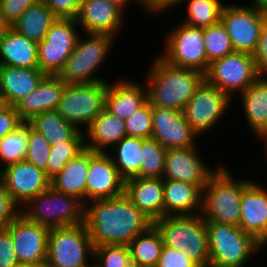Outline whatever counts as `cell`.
Listing matches in <instances>:
<instances>
[{"mask_svg": "<svg viewBox=\"0 0 267 267\" xmlns=\"http://www.w3.org/2000/svg\"><path fill=\"white\" fill-rule=\"evenodd\" d=\"M84 224L89 231L93 246L128 245L153 221L140 211L122 193L104 200L84 204Z\"/></svg>", "mask_w": 267, "mask_h": 267, "instance_id": "cell-1", "label": "cell"}, {"mask_svg": "<svg viewBox=\"0 0 267 267\" xmlns=\"http://www.w3.org/2000/svg\"><path fill=\"white\" fill-rule=\"evenodd\" d=\"M155 58L145 76L148 102L153 107L183 111L205 74L171 65L159 55Z\"/></svg>", "mask_w": 267, "mask_h": 267, "instance_id": "cell-2", "label": "cell"}, {"mask_svg": "<svg viewBox=\"0 0 267 267\" xmlns=\"http://www.w3.org/2000/svg\"><path fill=\"white\" fill-rule=\"evenodd\" d=\"M228 167L219 165L202 189L200 215L205 221L239 226L243 189L252 178L233 177Z\"/></svg>", "mask_w": 267, "mask_h": 267, "instance_id": "cell-3", "label": "cell"}, {"mask_svg": "<svg viewBox=\"0 0 267 267\" xmlns=\"http://www.w3.org/2000/svg\"><path fill=\"white\" fill-rule=\"evenodd\" d=\"M153 224L161 233L164 246L181 251L199 267H209L206 221L200 214L163 216Z\"/></svg>", "mask_w": 267, "mask_h": 267, "instance_id": "cell-4", "label": "cell"}, {"mask_svg": "<svg viewBox=\"0 0 267 267\" xmlns=\"http://www.w3.org/2000/svg\"><path fill=\"white\" fill-rule=\"evenodd\" d=\"M209 267H244L265 246L239 226L206 221Z\"/></svg>", "mask_w": 267, "mask_h": 267, "instance_id": "cell-5", "label": "cell"}, {"mask_svg": "<svg viewBox=\"0 0 267 267\" xmlns=\"http://www.w3.org/2000/svg\"><path fill=\"white\" fill-rule=\"evenodd\" d=\"M84 36L88 38L85 40L79 35L75 48L58 76L66 84L107 83V79L97 76L96 71L107 60L105 58H108L115 37L95 33H84Z\"/></svg>", "mask_w": 267, "mask_h": 267, "instance_id": "cell-6", "label": "cell"}, {"mask_svg": "<svg viewBox=\"0 0 267 267\" xmlns=\"http://www.w3.org/2000/svg\"><path fill=\"white\" fill-rule=\"evenodd\" d=\"M20 214L49 228L72 226L84 223V204L76 196L50 186L21 206Z\"/></svg>", "mask_w": 267, "mask_h": 267, "instance_id": "cell-7", "label": "cell"}, {"mask_svg": "<svg viewBox=\"0 0 267 267\" xmlns=\"http://www.w3.org/2000/svg\"><path fill=\"white\" fill-rule=\"evenodd\" d=\"M94 246L85 224L50 228L47 267H91Z\"/></svg>", "mask_w": 267, "mask_h": 267, "instance_id": "cell-8", "label": "cell"}, {"mask_svg": "<svg viewBox=\"0 0 267 267\" xmlns=\"http://www.w3.org/2000/svg\"><path fill=\"white\" fill-rule=\"evenodd\" d=\"M107 83L65 84L56 111L80 131L104 110ZM80 126V127H79Z\"/></svg>", "mask_w": 267, "mask_h": 267, "instance_id": "cell-9", "label": "cell"}, {"mask_svg": "<svg viewBox=\"0 0 267 267\" xmlns=\"http://www.w3.org/2000/svg\"><path fill=\"white\" fill-rule=\"evenodd\" d=\"M180 23L167 33L164 52L159 56L171 65L206 74L208 60L203 42V28Z\"/></svg>", "mask_w": 267, "mask_h": 267, "instance_id": "cell-10", "label": "cell"}, {"mask_svg": "<svg viewBox=\"0 0 267 267\" xmlns=\"http://www.w3.org/2000/svg\"><path fill=\"white\" fill-rule=\"evenodd\" d=\"M75 18H57L46 37L38 43V69L46 75L58 76L75 48L79 37Z\"/></svg>", "mask_w": 267, "mask_h": 267, "instance_id": "cell-11", "label": "cell"}, {"mask_svg": "<svg viewBox=\"0 0 267 267\" xmlns=\"http://www.w3.org/2000/svg\"><path fill=\"white\" fill-rule=\"evenodd\" d=\"M259 78L250 53L234 51L210 63L205 80L222 92L233 95L244 92Z\"/></svg>", "mask_w": 267, "mask_h": 267, "instance_id": "cell-12", "label": "cell"}, {"mask_svg": "<svg viewBox=\"0 0 267 267\" xmlns=\"http://www.w3.org/2000/svg\"><path fill=\"white\" fill-rule=\"evenodd\" d=\"M231 100L228 94L204 80L183 109L185 119L201 137V134L208 130L210 132L226 116Z\"/></svg>", "mask_w": 267, "mask_h": 267, "instance_id": "cell-13", "label": "cell"}, {"mask_svg": "<svg viewBox=\"0 0 267 267\" xmlns=\"http://www.w3.org/2000/svg\"><path fill=\"white\" fill-rule=\"evenodd\" d=\"M220 21L231 38L235 51L252 54L262 26L267 21V12L251 5H224Z\"/></svg>", "mask_w": 267, "mask_h": 267, "instance_id": "cell-14", "label": "cell"}, {"mask_svg": "<svg viewBox=\"0 0 267 267\" xmlns=\"http://www.w3.org/2000/svg\"><path fill=\"white\" fill-rule=\"evenodd\" d=\"M5 229L11 234L18 262L45 265L49 227L28 220L19 213Z\"/></svg>", "mask_w": 267, "mask_h": 267, "instance_id": "cell-15", "label": "cell"}, {"mask_svg": "<svg viewBox=\"0 0 267 267\" xmlns=\"http://www.w3.org/2000/svg\"><path fill=\"white\" fill-rule=\"evenodd\" d=\"M0 180L19 208L50 187L45 171L25 160L1 168Z\"/></svg>", "mask_w": 267, "mask_h": 267, "instance_id": "cell-16", "label": "cell"}, {"mask_svg": "<svg viewBox=\"0 0 267 267\" xmlns=\"http://www.w3.org/2000/svg\"><path fill=\"white\" fill-rule=\"evenodd\" d=\"M124 188L125 180L120 176L109 153L88 149L86 203L121 195Z\"/></svg>", "mask_w": 267, "mask_h": 267, "instance_id": "cell-17", "label": "cell"}, {"mask_svg": "<svg viewBox=\"0 0 267 267\" xmlns=\"http://www.w3.org/2000/svg\"><path fill=\"white\" fill-rule=\"evenodd\" d=\"M198 146L168 148L165 156L163 180H180L197 185L201 190L216 171L199 156Z\"/></svg>", "mask_w": 267, "mask_h": 267, "instance_id": "cell-18", "label": "cell"}, {"mask_svg": "<svg viewBox=\"0 0 267 267\" xmlns=\"http://www.w3.org/2000/svg\"><path fill=\"white\" fill-rule=\"evenodd\" d=\"M152 138L164 148L197 146L198 134L185 119L183 111L152 106Z\"/></svg>", "mask_w": 267, "mask_h": 267, "instance_id": "cell-19", "label": "cell"}, {"mask_svg": "<svg viewBox=\"0 0 267 267\" xmlns=\"http://www.w3.org/2000/svg\"><path fill=\"white\" fill-rule=\"evenodd\" d=\"M123 12L111 0H81V8L76 19L84 33L118 37V33L123 29Z\"/></svg>", "mask_w": 267, "mask_h": 267, "instance_id": "cell-20", "label": "cell"}, {"mask_svg": "<svg viewBox=\"0 0 267 267\" xmlns=\"http://www.w3.org/2000/svg\"><path fill=\"white\" fill-rule=\"evenodd\" d=\"M239 227L267 245V189L259 182L252 180L243 189Z\"/></svg>", "mask_w": 267, "mask_h": 267, "instance_id": "cell-21", "label": "cell"}, {"mask_svg": "<svg viewBox=\"0 0 267 267\" xmlns=\"http://www.w3.org/2000/svg\"><path fill=\"white\" fill-rule=\"evenodd\" d=\"M143 86L128 79H120L115 83L107 82L105 109L125 121L148 101L147 89Z\"/></svg>", "mask_w": 267, "mask_h": 267, "instance_id": "cell-22", "label": "cell"}, {"mask_svg": "<svg viewBox=\"0 0 267 267\" xmlns=\"http://www.w3.org/2000/svg\"><path fill=\"white\" fill-rule=\"evenodd\" d=\"M46 76L39 69L0 66V101L15 106L32 93Z\"/></svg>", "mask_w": 267, "mask_h": 267, "instance_id": "cell-23", "label": "cell"}, {"mask_svg": "<svg viewBox=\"0 0 267 267\" xmlns=\"http://www.w3.org/2000/svg\"><path fill=\"white\" fill-rule=\"evenodd\" d=\"M124 193L153 222L164 216L163 178H130Z\"/></svg>", "mask_w": 267, "mask_h": 267, "instance_id": "cell-24", "label": "cell"}, {"mask_svg": "<svg viewBox=\"0 0 267 267\" xmlns=\"http://www.w3.org/2000/svg\"><path fill=\"white\" fill-rule=\"evenodd\" d=\"M65 84L59 76L47 75L32 93L15 105L21 120L27 122L35 115L55 110Z\"/></svg>", "mask_w": 267, "mask_h": 267, "instance_id": "cell-25", "label": "cell"}, {"mask_svg": "<svg viewBox=\"0 0 267 267\" xmlns=\"http://www.w3.org/2000/svg\"><path fill=\"white\" fill-rule=\"evenodd\" d=\"M85 148L94 152H109L126 133L125 121L104 110L83 130ZM108 147V148H107Z\"/></svg>", "mask_w": 267, "mask_h": 267, "instance_id": "cell-26", "label": "cell"}, {"mask_svg": "<svg viewBox=\"0 0 267 267\" xmlns=\"http://www.w3.org/2000/svg\"><path fill=\"white\" fill-rule=\"evenodd\" d=\"M164 216L196 215L201 212L202 190L180 180H163Z\"/></svg>", "mask_w": 267, "mask_h": 267, "instance_id": "cell-27", "label": "cell"}, {"mask_svg": "<svg viewBox=\"0 0 267 267\" xmlns=\"http://www.w3.org/2000/svg\"><path fill=\"white\" fill-rule=\"evenodd\" d=\"M0 66L38 69V43L10 28L0 37Z\"/></svg>", "mask_w": 267, "mask_h": 267, "instance_id": "cell-28", "label": "cell"}, {"mask_svg": "<svg viewBox=\"0 0 267 267\" xmlns=\"http://www.w3.org/2000/svg\"><path fill=\"white\" fill-rule=\"evenodd\" d=\"M87 172L88 149L85 148L50 180V186L58 191L76 196L83 204H86Z\"/></svg>", "mask_w": 267, "mask_h": 267, "instance_id": "cell-29", "label": "cell"}, {"mask_svg": "<svg viewBox=\"0 0 267 267\" xmlns=\"http://www.w3.org/2000/svg\"><path fill=\"white\" fill-rule=\"evenodd\" d=\"M27 123L40 132L48 140L50 146L67 141H85L84 132L68 123L56 110L35 115Z\"/></svg>", "mask_w": 267, "mask_h": 267, "instance_id": "cell-30", "label": "cell"}, {"mask_svg": "<svg viewBox=\"0 0 267 267\" xmlns=\"http://www.w3.org/2000/svg\"><path fill=\"white\" fill-rule=\"evenodd\" d=\"M247 126L255 135L267 123V78H258L240 93Z\"/></svg>", "mask_w": 267, "mask_h": 267, "instance_id": "cell-31", "label": "cell"}, {"mask_svg": "<svg viewBox=\"0 0 267 267\" xmlns=\"http://www.w3.org/2000/svg\"><path fill=\"white\" fill-rule=\"evenodd\" d=\"M57 19L54 13L40 0L29 6L11 25L16 32L24 35L37 43L41 42L47 35L52 23Z\"/></svg>", "mask_w": 267, "mask_h": 267, "instance_id": "cell-32", "label": "cell"}, {"mask_svg": "<svg viewBox=\"0 0 267 267\" xmlns=\"http://www.w3.org/2000/svg\"><path fill=\"white\" fill-rule=\"evenodd\" d=\"M159 230L152 224L128 244L134 267H156L163 248Z\"/></svg>", "mask_w": 267, "mask_h": 267, "instance_id": "cell-33", "label": "cell"}, {"mask_svg": "<svg viewBox=\"0 0 267 267\" xmlns=\"http://www.w3.org/2000/svg\"><path fill=\"white\" fill-rule=\"evenodd\" d=\"M109 155L112 157L114 165L118 169L120 176L126 181L130 178L139 177L142 138L125 136L114 147Z\"/></svg>", "mask_w": 267, "mask_h": 267, "instance_id": "cell-34", "label": "cell"}, {"mask_svg": "<svg viewBox=\"0 0 267 267\" xmlns=\"http://www.w3.org/2000/svg\"><path fill=\"white\" fill-rule=\"evenodd\" d=\"M183 2L187 5V17L182 23L201 28L218 23L225 5L221 0H184Z\"/></svg>", "mask_w": 267, "mask_h": 267, "instance_id": "cell-35", "label": "cell"}, {"mask_svg": "<svg viewBox=\"0 0 267 267\" xmlns=\"http://www.w3.org/2000/svg\"><path fill=\"white\" fill-rule=\"evenodd\" d=\"M29 124L23 122L0 140V170L4 166L23 161L27 153ZM2 162V164H1Z\"/></svg>", "mask_w": 267, "mask_h": 267, "instance_id": "cell-36", "label": "cell"}, {"mask_svg": "<svg viewBox=\"0 0 267 267\" xmlns=\"http://www.w3.org/2000/svg\"><path fill=\"white\" fill-rule=\"evenodd\" d=\"M203 42L205 46L208 68L210 63L233 53L234 47L221 21L203 28Z\"/></svg>", "mask_w": 267, "mask_h": 267, "instance_id": "cell-37", "label": "cell"}, {"mask_svg": "<svg viewBox=\"0 0 267 267\" xmlns=\"http://www.w3.org/2000/svg\"><path fill=\"white\" fill-rule=\"evenodd\" d=\"M166 148L153 138H142V156L139 177L162 178L165 167Z\"/></svg>", "mask_w": 267, "mask_h": 267, "instance_id": "cell-38", "label": "cell"}, {"mask_svg": "<svg viewBox=\"0 0 267 267\" xmlns=\"http://www.w3.org/2000/svg\"><path fill=\"white\" fill-rule=\"evenodd\" d=\"M85 149V141H67L51 146L46 175L51 180L63 167Z\"/></svg>", "mask_w": 267, "mask_h": 267, "instance_id": "cell-39", "label": "cell"}, {"mask_svg": "<svg viewBox=\"0 0 267 267\" xmlns=\"http://www.w3.org/2000/svg\"><path fill=\"white\" fill-rule=\"evenodd\" d=\"M93 262L97 267H134L128 245L95 246Z\"/></svg>", "mask_w": 267, "mask_h": 267, "instance_id": "cell-40", "label": "cell"}, {"mask_svg": "<svg viewBox=\"0 0 267 267\" xmlns=\"http://www.w3.org/2000/svg\"><path fill=\"white\" fill-rule=\"evenodd\" d=\"M50 149L51 146L48 140L29 125L27 153L24 160L46 173Z\"/></svg>", "mask_w": 267, "mask_h": 267, "instance_id": "cell-41", "label": "cell"}, {"mask_svg": "<svg viewBox=\"0 0 267 267\" xmlns=\"http://www.w3.org/2000/svg\"><path fill=\"white\" fill-rule=\"evenodd\" d=\"M127 136L152 138V106L147 101L139 110L125 120Z\"/></svg>", "mask_w": 267, "mask_h": 267, "instance_id": "cell-42", "label": "cell"}, {"mask_svg": "<svg viewBox=\"0 0 267 267\" xmlns=\"http://www.w3.org/2000/svg\"><path fill=\"white\" fill-rule=\"evenodd\" d=\"M19 213L20 208L13 202L0 180V230L5 229Z\"/></svg>", "mask_w": 267, "mask_h": 267, "instance_id": "cell-43", "label": "cell"}, {"mask_svg": "<svg viewBox=\"0 0 267 267\" xmlns=\"http://www.w3.org/2000/svg\"><path fill=\"white\" fill-rule=\"evenodd\" d=\"M260 78H267V21L261 28L256 47L251 54Z\"/></svg>", "mask_w": 267, "mask_h": 267, "instance_id": "cell-44", "label": "cell"}, {"mask_svg": "<svg viewBox=\"0 0 267 267\" xmlns=\"http://www.w3.org/2000/svg\"><path fill=\"white\" fill-rule=\"evenodd\" d=\"M156 267H199L186 254L179 250L163 246L159 262Z\"/></svg>", "mask_w": 267, "mask_h": 267, "instance_id": "cell-45", "label": "cell"}, {"mask_svg": "<svg viewBox=\"0 0 267 267\" xmlns=\"http://www.w3.org/2000/svg\"><path fill=\"white\" fill-rule=\"evenodd\" d=\"M57 18H77L81 0H42Z\"/></svg>", "mask_w": 267, "mask_h": 267, "instance_id": "cell-46", "label": "cell"}, {"mask_svg": "<svg viewBox=\"0 0 267 267\" xmlns=\"http://www.w3.org/2000/svg\"><path fill=\"white\" fill-rule=\"evenodd\" d=\"M39 1L40 0H0V7L5 20L12 25L29 6Z\"/></svg>", "mask_w": 267, "mask_h": 267, "instance_id": "cell-47", "label": "cell"}, {"mask_svg": "<svg viewBox=\"0 0 267 267\" xmlns=\"http://www.w3.org/2000/svg\"><path fill=\"white\" fill-rule=\"evenodd\" d=\"M18 258L15 252L11 234L6 230H0V267H15Z\"/></svg>", "mask_w": 267, "mask_h": 267, "instance_id": "cell-48", "label": "cell"}, {"mask_svg": "<svg viewBox=\"0 0 267 267\" xmlns=\"http://www.w3.org/2000/svg\"><path fill=\"white\" fill-rule=\"evenodd\" d=\"M22 123L15 106L3 104L0 107V140Z\"/></svg>", "mask_w": 267, "mask_h": 267, "instance_id": "cell-49", "label": "cell"}, {"mask_svg": "<svg viewBox=\"0 0 267 267\" xmlns=\"http://www.w3.org/2000/svg\"><path fill=\"white\" fill-rule=\"evenodd\" d=\"M184 0H141L142 10L151 15L168 12L171 8L180 6Z\"/></svg>", "mask_w": 267, "mask_h": 267, "instance_id": "cell-50", "label": "cell"}, {"mask_svg": "<svg viewBox=\"0 0 267 267\" xmlns=\"http://www.w3.org/2000/svg\"><path fill=\"white\" fill-rule=\"evenodd\" d=\"M11 28V25L5 20L0 7V37Z\"/></svg>", "mask_w": 267, "mask_h": 267, "instance_id": "cell-51", "label": "cell"}, {"mask_svg": "<svg viewBox=\"0 0 267 267\" xmlns=\"http://www.w3.org/2000/svg\"><path fill=\"white\" fill-rule=\"evenodd\" d=\"M111 1H113L116 5H118L123 11L126 9L128 5H130L134 1L136 2V4L142 7L141 0H111Z\"/></svg>", "mask_w": 267, "mask_h": 267, "instance_id": "cell-52", "label": "cell"}, {"mask_svg": "<svg viewBox=\"0 0 267 267\" xmlns=\"http://www.w3.org/2000/svg\"><path fill=\"white\" fill-rule=\"evenodd\" d=\"M260 10L267 12V0L252 1Z\"/></svg>", "mask_w": 267, "mask_h": 267, "instance_id": "cell-53", "label": "cell"}, {"mask_svg": "<svg viewBox=\"0 0 267 267\" xmlns=\"http://www.w3.org/2000/svg\"><path fill=\"white\" fill-rule=\"evenodd\" d=\"M15 267H44V265L37 263L18 262Z\"/></svg>", "mask_w": 267, "mask_h": 267, "instance_id": "cell-54", "label": "cell"}, {"mask_svg": "<svg viewBox=\"0 0 267 267\" xmlns=\"http://www.w3.org/2000/svg\"><path fill=\"white\" fill-rule=\"evenodd\" d=\"M254 137L267 138V123Z\"/></svg>", "mask_w": 267, "mask_h": 267, "instance_id": "cell-55", "label": "cell"}, {"mask_svg": "<svg viewBox=\"0 0 267 267\" xmlns=\"http://www.w3.org/2000/svg\"><path fill=\"white\" fill-rule=\"evenodd\" d=\"M258 139H260L259 141H263V142H261V143H264V147H265V153H266V155H267V138H258ZM266 159H267V156L265 157Z\"/></svg>", "mask_w": 267, "mask_h": 267, "instance_id": "cell-56", "label": "cell"}]
</instances>
